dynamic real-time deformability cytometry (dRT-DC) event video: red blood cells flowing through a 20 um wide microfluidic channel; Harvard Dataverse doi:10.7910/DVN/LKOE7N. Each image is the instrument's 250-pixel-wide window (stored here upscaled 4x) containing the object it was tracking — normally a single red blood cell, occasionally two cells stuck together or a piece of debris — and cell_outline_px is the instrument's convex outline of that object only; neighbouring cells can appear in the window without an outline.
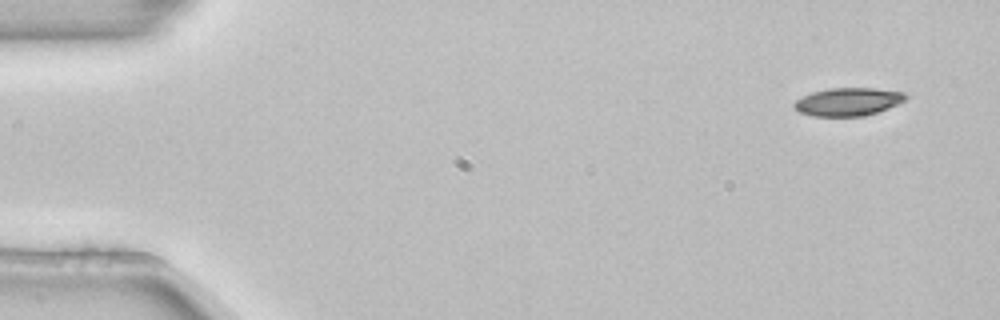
{"species": "common noctule bat (a hibernating species)", "species_latin": "Nyctalus noctula", "temperature_condition": "room temperature", "stored_images_in_passage": 4, "camera_frame_rate_fps": 3000, "um_per_image_px": 0.085, "animal": {"sex": "female", "body_mass_g": 22.7, "forearm_length_mm": 54.2}, "frame": {"image": 1, "passage_image": 1, "time_ms": 0.0, "image_size_px": [1000, 320], "cell_outline_px": [[908, 96], [904, 100], [888, 108], [876, 112], [860, 116], [812, 116], [800, 112], [792, 104], [796, 100], [812, 92], [828, 88], [876, 88], [904, 92]], "centroid_in_image_um": [72.08, 8.64], "position_along_channel_um": 12.9, "area_um2": 18.03}}
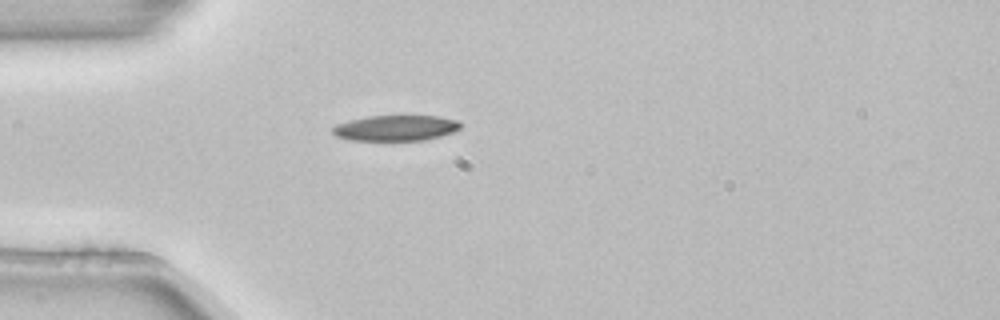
{"frame": {"image": 2, "passage_image": 4, "time_ms": 1.0, "image_size_px": [1000, 320], "cell_outline_px": [[460, 128], [452, 132], [440, 136], [424, 140], [348, 140], [336, 136], [332, 132], [332, 128], [336, 124], [348, 120], [368, 116], [440, 116], [460, 120]], "centroid_in_image_um": [33.63, 10.87], "position_along_channel_um": 51.4, "area_um2": 19.13}}